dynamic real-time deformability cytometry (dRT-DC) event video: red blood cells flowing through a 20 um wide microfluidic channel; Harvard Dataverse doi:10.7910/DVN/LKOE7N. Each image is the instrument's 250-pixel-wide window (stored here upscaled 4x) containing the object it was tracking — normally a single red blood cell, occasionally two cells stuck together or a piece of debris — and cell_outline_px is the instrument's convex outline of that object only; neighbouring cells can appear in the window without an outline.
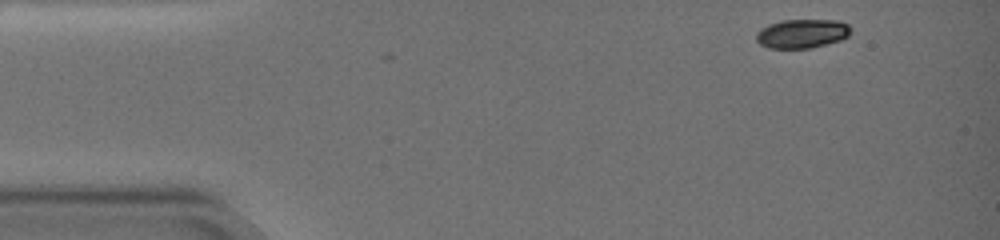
{"species": "common noctule bat (a hibernating species)", "species_latin": "Nyctalus noctula", "temperature_condition": "warm", "stored_images_in_passage": 57, "camera_frame_rate_fps": 3000, "um_per_image_px": 0.085, "animal": {"sex": "female", "body_mass_g": 19.0, "forearm_length_mm": 51.5}, "frame": {"image": 1, "passage_image": 1, "time_ms": 0.0, "image_size_px": [1000, 240], "cell_outline_px": [[848, 36], [836, 40], [808, 48], [772, 48], [760, 44], [756, 40], [756, 36], [764, 28], [772, 24], [784, 20], [828, 20], [848, 24]], "centroid_in_image_um": [68.14, 2.86], "position_along_channel_um": 16.9, "area_um2": 15.09}}
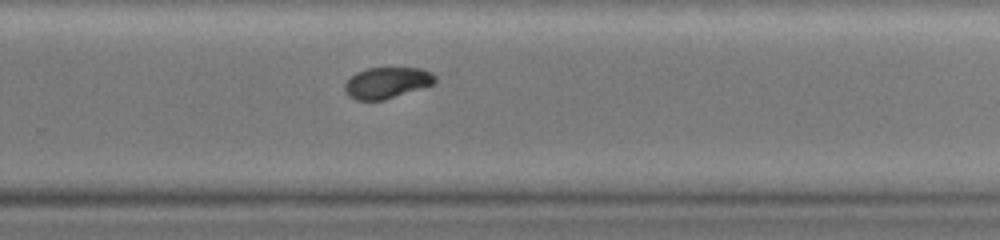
{"frame": {"image": 2, "passage_image": 39, "time_ms": 12.667, "image_size_px": [1000, 240], "cell_outline_px": [[436, 80], [432, 84], [384, 100], [356, 100], [348, 96], [344, 92], [344, 84], [356, 72], [368, 68], [420, 68], [436, 76]], "centroid_in_image_um": [32.83, 7.04], "position_along_channel_um": 297.0, "area_um2": 16.18}}
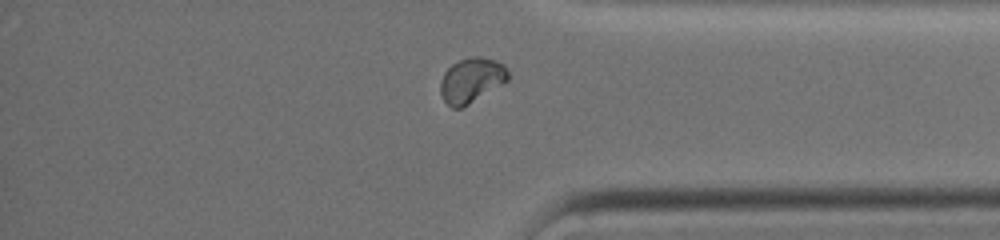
{"frame": {"image": 3, "passage_image": 49, "time_ms": 16.0, "image_size_px": [1000, 240], "cell_outline_px": [[508, 80], [504, 84], [468, 104], [460, 108], [452, 108], [444, 100], [440, 92], [440, 80], [444, 72], [452, 64], [460, 60], [476, 56], [480, 56], [496, 60], [504, 64], [508, 72]], "centroid_in_image_um": [40.08, 6.81], "position_along_channel_um": 395.1, "area_um2": 17.69}, "authors_computed_cell_mechanics": {"area_um2": 16.762, "velocity_mm_per_s": 2.9798, "shape_relaxation_time_tau1_ms": 4.4004, "shape_relaxation_time_tau2_ms": 3.3895, "deformation_change_tau1": 0.1414, "deformation_change_tau2": 0.0388}}